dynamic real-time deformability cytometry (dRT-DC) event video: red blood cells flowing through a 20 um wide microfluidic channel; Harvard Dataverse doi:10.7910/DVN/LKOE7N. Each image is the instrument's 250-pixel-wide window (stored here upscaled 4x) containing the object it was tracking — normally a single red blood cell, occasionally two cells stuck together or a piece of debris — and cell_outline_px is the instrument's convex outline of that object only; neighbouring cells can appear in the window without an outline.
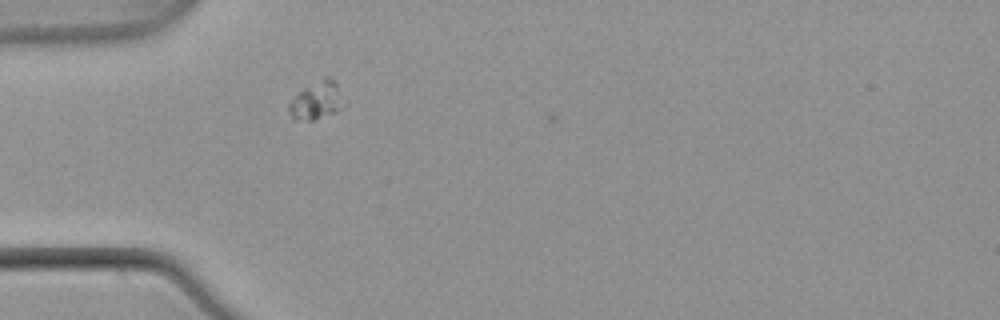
{"species": "common noctule bat (a hibernating species)", "species_latin": "Nyctalus noctula", "temperature_condition": "warm", "stored_images_in_passage": 9, "camera_frame_rate_fps": 3000, "um_per_image_px": 0.085, "animal": {"sex": "male", "body_mass_g": 21.5, "forearm_length_mm": 52.0}, "frame": {"image": 1, "passage_image": 7, "time_ms": 2.0, "image_size_px": [1000, 320], "cell_outline_px": [[344, 104], [332, 112], [316, 120], [296, 120], [288, 112], [288, 104], [300, 92], [324, 76], [332, 76], [336, 80]], "centroid_in_image_um": [26.91, 8.52], "position_along_channel_um": 58.1, "area_um2": 11.79}}